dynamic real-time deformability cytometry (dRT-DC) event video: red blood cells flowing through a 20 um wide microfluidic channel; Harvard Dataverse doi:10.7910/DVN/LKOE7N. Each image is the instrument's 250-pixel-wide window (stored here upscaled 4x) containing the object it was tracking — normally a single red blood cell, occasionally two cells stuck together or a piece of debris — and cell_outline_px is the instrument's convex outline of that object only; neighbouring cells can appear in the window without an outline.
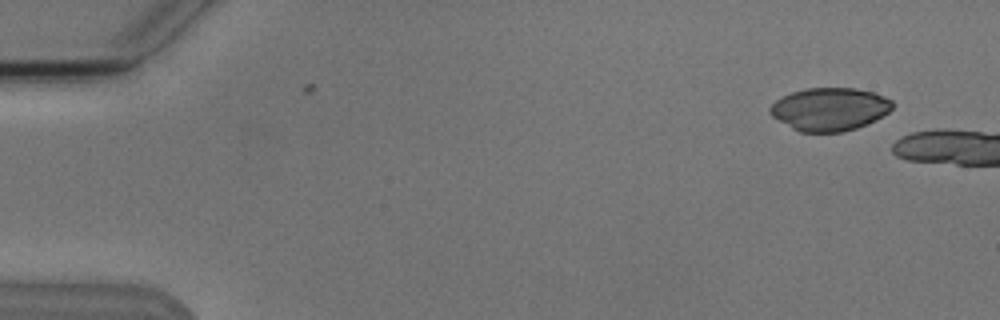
{"species": "Egyptian fruit bat (a non-hibernating species)", "species_latin": "Rousettus aegyptiacus", "temperature_condition": "cold", "stored_images_in_passage": 2, "camera_frame_rate_fps": 3000, "um_per_image_px": 0.085, "animal": {"sex": "male"}, "frame": {"image": 1, "passage_image": 2, "time_ms": 1.333, "image_size_px": [1000, 320], "cell_outline_px": [[892, 108], [888, 112], [856, 128], [840, 132], [800, 132], [792, 128], [772, 116], [768, 112], [768, 108], [776, 100], [792, 92], [804, 88], [856, 88], [876, 92], [892, 100]], "centroid_in_image_um": [70.49, 9.26], "position_along_channel_um": 14.5, "area_um2": 30.46}}